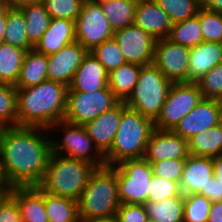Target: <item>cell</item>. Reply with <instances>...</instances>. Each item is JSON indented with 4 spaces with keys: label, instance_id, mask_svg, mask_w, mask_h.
<instances>
[{
    "label": "cell",
    "instance_id": "6da1fadb",
    "mask_svg": "<svg viewBox=\"0 0 222 222\" xmlns=\"http://www.w3.org/2000/svg\"><path fill=\"white\" fill-rule=\"evenodd\" d=\"M51 153L49 129L16 126L0 130V166L10 187L38 186Z\"/></svg>",
    "mask_w": 222,
    "mask_h": 222
},
{
    "label": "cell",
    "instance_id": "7a4b0ae2",
    "mask_svg": "<svg viewBox=\"0 0 222 222\" xmlns=\"http://www.w3.org/2000/svg\"><path fill=\"white\" fill-rule=\"evenodd\" d=\"M16 89L18 126L49 129L64 119L68 90L65 84L47 79Z\"/></svg>",
    "mask_w": 222,
    "mask_h": 222
},
{
    "label": "cell",
    "instance_id": "3957f363",
    "mask_svg": "<svg viewBox=\"0 0 222 222\" xmlns=\"http://www.w3.org/2000/svg\"><path fill=\"white\" fill-rule=\"evenodd\" d=\"M96 169L90 162L51 153L38 187L51 195L78 201Z\"/></svg>",
    "mask_w": 222,
    "mask_h": 222
},
{
    "label": "cell",
    "instance_id": "277c9868",
    "mask_svg": "<svg viewBox=\"0 0 222 222\" xmlns=\"http://www.w3.org/2000/svg\"><path fill=\"white\" fill-rule=\"evenodd\" d=\"M120 205L115 167L97 168L78 200L79 220L114 217Z\"/></svg>",
    "mask_w": 222,
    "mask_h": 222
},
{
    "label": "cell",
    "instance_id": "5b68a950",
    "mask_svg": "<svg viewBox=\"0 0 222 222\" xmlns=\"http://www.w3.org/2000/svg\"><path fill=\"white\" fill-rule=\"evenodd\" d=\"M154 121L127 108L121 116L111 148L104 154L106 166H115L127 159H141L154 131Z\"/></svg>",
    "mask_w": 222,
    "mask_h": 222
},
{
    "label": "cell",
    "instance_id": "8992f818",
    "mask_svg": "<svg viewBox=\"0 0 222 222\" xmlns=\"http://www.w3.org/2000/svg\"><path fill=\"white\" fill-rule=\"evenodd\" d=\"M49 132H51L52 153L81 159L92 163L97 168L106 166L104 154L88 136L84 125H76L61 120L53 124L49 128ZM59 133H62L61 137L58 135Z\"/></svg>",
    "mask_w": 222,
    "mask_h": 222
},
{
    "label": "cell",
    "instance_id": "52a82bcc",
    "mask_svg": "<svg viewBox=\"0 0 222 222\" xmlns=\"http://www.w3.org/2000/svg\"><path fill=\"white\" fill-rule=\"evenodd\" d=\"M172 84L153 64L143 66L126 106L155 121Z\"/></svg>",
    "mask_w": 222,
    "mask_h": 222
},
{
    "label": "cell",
    "instance_id": "ba28073f",
    "mask_svg": "<svg viewBox=\"0 0 222 222\" xmlns=\"http://www.w3.org/2000/svg\"><path fill=\"white\" fill-rule=\"evenodd\" d=\"M118 191L121 204H142L148 200L151 164L141 159H127L116 164Z\"/></svg>",
    "mask_w": 222,
    "mask_h": 222
},
{
    "label": "cell",
    "instance_id": "9c48e42d",
    "mask_svg": "<svg viewBox=\"0 0 222 222\" xmlns=\"http://www.w3.org/2000/svg\"><path fill=\"white\" fill-rule=\"evenodd\" d=\"M120 101L107 86L95 92H67L65 121L85 125Z\"/></svg>",
    "mask_w": 222,
    "mask_h": 222
},
{
    "label": "cell",
    "instance_id": "30bf717a",
    "mask_svg": "<svg viewBox=\"0 0 222 222\" xmlns=\"http://www.w3.org/2000/svg\"><path fill=\"white\" fill-rule=\"evenodd\" d=\"M202 99L197 83H173L161 113L154 121L155 129L172 131Z\"/></svg>",
    "mask_w": 222,
    "mask_h": 222
},
{
    "label": "cell",
    "instance_id": "8fae6325",
    "mask_svg": "<svg viewBox=\"0 0 222 222\" xmlns=\"http://www.w3.org/2000/svg\"><path fill=\"white\" fill-rule=\"evenodd\" d=\"M112 29L101 5L84 0L75 21V36L85 49L91 51L97 45L113 38Z\"/></svg>",
    "mask_w": 222,
    "mask_h": 222
},
{
    "label": "cell",
    "instance_id": "7c38bea8",
    "mask_svg": "<svg viewBox=\"0 0 222 222\" xmlns=\"http://www.w3.org/2000/svg\"><path fill=\"white\" fill-rule=\"evenodd\" d=\"M190 48L167 38L156 40L153 65L172 83H188Z\"/></svg>",
    "mask_w": 222,
    "mask_h": 222
},
{
    "label": "cell",
    "instance_id": "4fadbf2b",
    "mask_svg": "<svg viewBox=\"0 0 222 222\" xmlns=\"http://www.w3.org/2000/svg\"><path fill=\"white\" fill-rule=\"evenodd\" d=\"M113 38L119 45L127 63L151 65L156 39L135 24L114 31Z\"/></svg>",
    "mask_w": 222,
    "mask_h": 222
},
{
    "label": "cell",
    "instance_id": "5bb4252c",
    "mask_svg": "<svg viewBox=\"0 0 222 222\" xmlns=\"http://www.w3.org/2000/svg\"><path fill=\"white\" fill-rule=\"evenodd\" d=\"M221 122L220 104L216 99H202L172 130L188 140Z\"/></svg>",
    "mask_w": 222,
    "mask_h": 222
},
{
    "label": "cell",
    "instance_id": "9a60e30c",
    "mask_svg": "<svg viewBox=\"0 0 222 222\" xmlns=\"http://www.w3.org/2000/svg\"><path fill=\"white\" fill-rule=\"evenodd\" d=\"M89 51L75 41L48 56L47 79L69 86L73 76Z\"/></svg>",
    "mask_w": 222,
    "mask_h": 222
},
{
    "label": "cell",
    "instance_id": "2e32d148",
    "mask_svg": "<svg viewBox=\"0 0 222 222\" xmlns=\"http://www.w3.org/2000/svg\"><path fill=\"white\" fill-rule=\"evenodd\" d=\"M188 156L187 140L171 130L154 129L143 158L152 164L165 159H186Z\"/></svg>",
    "mask_w": 222,
    "mask_h": 222
},
{
    "label": "cell",
    "instance_id": "e0dca14e",
    "mask_svg": "<svg viewBox=\"0 0 222 222\" xmlns=\"http://www.w3.org/2000/svg\"><path fill=\"white\" fill-rule=\"evenodd\" d=\"M127 108L125 102H119L112 109L105 111L84 125L88 136L103 154L111 148L119 128L122 113Z\"/></svg>",
    "mask_w": 222,
    "mask_h": 222
},
{
    "label": "cell",
    "instance_id": "ac0fdd59",
    "mask_svg": "<svg viewBox=\"0 0 222 222\" xmlns=\"http://www.w3.org/2000/svg\"><path fill=\"white\" fill-rule=\"evenodd\" d=\"M109 73L89 51L77 68L67 92H95L108 86Z\"/></svg>",
    "mask_w": 222,
    "mask_h": 222
},
{
    "label": "cell",
    "instance_id": "d6986e66",
    "mask_svg": "<svg viewBox=\"0 0 222 222\" xmlns=\"http://www.w3.org/2000/svg\"><path fill=\"white\" fill-rule=\"evenodd\" d=\"M134 24L156 40L167 38L173 25L170 17L155 0H138Z\"/></svg>",
    "mask_w": 222,
    "mask_h": 222
},
{
    "label": "cell",
    "instance_id": "ffe728a7",
    "mask_svg": "<svg viewBox=\"0 0 222 222\" xmlns=\"http://www.w3.org/2000/svg\"><path fill=\"white\" fill-rule=\"evenodd\" d=\"M212 176L213 158L189 155L185 159L179 182L181 193L202 195V191H207V184Z\"/></svg>",
    "mask_w": 222,
    "mask_h": 222
},
{
    "label": "cell",
    "instance_id": "44dd1931",
    "mask_svg": "<svg viewBox=\"0 0 222 222\" xmlns=\"http://www.w3.org/2000/svg\"><path fill=\"white\" fill-rule=\"evenodd\" d=\"M22 222H49L44 206V191L38 186L11 187Z\"/></svg>",
    "mask_w": 222,
    "mask_h": 222
},
{
    "label": "cell",
    "instance_id": "7402d4cb",
    "mask_svg": "<svg viewBox=\"0 0 222 222\" xmlns=\"http://www.w3.org/2000/svg\"><path fill=\"white\" fill-rule=\"evenodd\" d=\"M222 64V43L206 42L190 48L188 83H196L213 67Z\"/></svg>",
    "mask_w": 222,
    "mask_h": 222
},
{
    "label": "cell",
    "instance_id": "603a6c76",
    "mask_svg": "<svg viewBox=\"0 0 222 222\" xmlns=\"http://www.w3.org/2000/svg\"><path fill=\"white\" fill-rule=\"evenodd\" d=\"M75 41V21L55 18L33 48L49 56Z\"/></svg>",
    "mask_w": 222,
    "mask_h": 222
},
{
    "label": "cell",
    "instance_id": "cb8c5ba5",
    "mask_svg": "<svg viewBox=\"0 0 222 222\" xmlns=\"http://www.w3.org/2000/svg\"><path fill=\"white\" fill-rule=\"evenodd\" d=\"M48 56L37 52L34 48L28 50L20 70L15 88H27L47 80Z\"/></svg>",
    "mask_w": 222,
    "mask_h": 222
},
{
    "label": "cell",
    "instance_id": "d4e9b609",
    "mask_svg": "<svg viewBox=\"0 0 222 222\" xmlns=\"http://www.w3.org/2000/svg\"><path fill=\"white\" fill-rule=\"evenodd\" d=\"M143 66L126 63L112 70L108 77V87L120 102H126L133 93Z\"/></svg>",
    "mask_w": 222,
    "mask_h": 222
},
{
    "label": "cell",
    "instance_id": "484cf974",
    "mask_svg": "<svg viewBox=\"0 0 222 222\" xmlns=\"http://www.w3.org/2000/svg\"><path fill=\"white\" fill-rule=\"evenodd\" d=\"M189 155L199 157H218L222 154V123L187 140Z\"/></svg>",
    "mask_w": 222,
    "mask_h": 222
},
{
    "label": "cell",
    "instance_id": "4316f807",
    "mask_svg": "<svg viewBox=\"0 0 222 222\" xmlns=\"http://www.w3.org/2000/svg\"><path fill=\"white\" fill-rule=\"evenodd\" d=\"M26 52L6 42L0 44V84L16 85Z\"/></svg>",
    "mask_w": 222,
    "mask_h": 222
},
{
    "label": "cell",
    "instance_id": "83f0119b",
    "mask_svg": "<svg viewBox=\"0 0 222 222\" xmlns=\"http://www.w3.org/2000/svg\"><path fill=\"white\" fill-rule=\"evenodd\" d=\"M149 222H183L184 195L144 204Z\"/></svg>",
    "mask_w": 222,
    "mask_h": 222
},
{
    "label": "cell",
    "instance_id": "f1b7e54d",
    "mask_svg": "<svg viewBox=\"0 0 222 222\" xmlns=\"http://www.w3.org/2000/svg\"><path fill=\"white\" fill-rule=\"evenodd\" d=\"M19 8L25 16L28 41L34 47L49 27L51 17L41 2L22 4Z\"/></svg>",
    "mask_w": 222,
    "mask_h": 222
},
{
    "label": "cell",
    "instance_id": "f546056e",
    "mask_svg": "<svg viewBox=\"0 0 222 222\" xmlns=\"http://www.w3.org/2000/svg\"><path fill=\"white\" fill-rule=\"evenodd\" d=\"M44 206L49 222H80L78 201L44 192Z\"/></svg>",
    "mask_w": 222,
    "mask_h": 222
},
{
    "label": "cell",
    "instance_id": "4dcf8cb0",
    "mask_svg": "<svg viewBox=\"0 0 222 222\" xmlns=\"http://www.w3.org/2000/svg\"><path fill=\"white\" fill-rule=\"evenodd\" d=\"M4 42L26 51L33 49L27 38L25 16L19 7L8 6Z\"/></svg>",
    "mask_w": 222,
    "mask_h": 222
},
{
    "label": "cell",
    "instance_id": "1f68e13d",
    "mask_svg": "<svg viewBox=\"0 0 222 222\" xmlns=\"http://www.w3.org/2000/svg\"><path fill=\"white\" fill-rule=\"evenodd\" d=\"M171 42L188 48H194L203 42L201 26L199 23V10L197 15L181 22L174 23L167 37Z\"/></svg>",
    "mask_w": 222,
    "mask_h": 222
},
{
    "label": "cell",
    "instance_id": "d6a6232c",
    "mask_svg": "<svg viewBox=\"0 0 222 222\" xmlns=\"http://www.w3.org/2000/svg\"><path fill=\"white\" fill-rule=\"evenodd\" d=\"M137 2L138 0H112L101 5L114 31L134 24Z\"/></svg>",
    "mask_w": 222,
    "mask_h": 222
},
{
    "label": "cell",
    "instance_id": "836d02e7",
    "mask_svg": "<svg viewBox=\"0 0 222 222\" xmlns=\"http://www.w3.org/2000/svg\"><path fill=\"white\" fill-rule=\"evenodd\" d=\"M18 126L17 89L13 85L0 84V128Z\"/></svg>",
    "mask_w": 222,
    "mask_h": 222
},
{
    "label": "cell",
    "instance_id": "e575fe53",
    "mask_svg": "<svg viewBox=\"0 0 222 222\" xmlns=\"http://www.w3.org/2000/svg\"><path fill=\"white\" fill-rule=\"evenodd\" d=\"M170 17L172 23L184 21L197 15L202 7L199 0H155Z\"/></svg>",
    "mask_w": 222,
    "mask_h": 222
},
{
    "label": "cell",
    "instance_id": "d590c367",
    "mask_svg": "<svg viewBox=\"0 0 222 222\" xmlns=\"http://www.w3.org/2000/svg\"><path fill=\"white\" fill-rule=\"evenodd\" d=\"M90 52L98 59L108 73L127 63L114 38L97 45Z\"/></svg>",
    "mask_w": 222,
    "mask_h": 222
},
{
    "label": "cell",
    "instance_id": "8d00e7d4",
    "mask_svg": "<svg viewBox=\"0 0 222 222\" xmlns=\"http://www.w3.org/2000/svg\"><path fill=\"white\" fill-rule=\"evenodd\" d=\"M211 203L201 194L184 195L183 222H208Z\"/></svg>",
    "mask_w": 222,
    "mask_h": 222
},
{
    "label": "cell",
    "instance_id": "74e56055",
    "mask_svg": "<svg viewBox=\"0 0 222 222\" xmlns=\"http://www.w3.org/2000/svg\"><path fill=\"white\" fill-rule=\"evenodd\" d=\"M84 0H42L51 19L76 21Z\"/></svg>",
    "mask_w": 222,
    "mask_h": 222
},
{
    "label": "cell",
    "instance_id": "f35d334b",
    "mask_svg": "<svg viewBox=\"0 0 222 222\" xmlns=\"http://www.w3.org/2000/svg\"><path fill=\"white\" fill-rule=\"evenodd\" d=\"M199 23L203 41L222 43V14L199 9Z\"/></svg>",
    "mask_w": 222,
    "mask_h": 222
},
{
    "label": "cell",
    "instance_id": "ab89813d",
    "mask_svg": "<svg viewBox=\"0 0 222 222\" xmlns=\"http://www.w3.org/2000/svg\"><path fill=\"white\" fill-rule=\"evenodd\" d=\"M178 195H183L181 193L179 182L152 174L148 187L147 201H161Z\"/></svg>",
    "mask_w": 222,
    "mask_h": 222
},
{
    "label": "cell",
    "instance_id": "60d3db41",
    "mask_svg": "<svg viewBox=\"0 0 222 222\" xmlns=\"http://www.w3.org/2000/svg\"><path fill=\"white\" fill-rule=\"evenodd\" d=\"M203 99H222V64L213 67L197 82Z\"/></svg>",
    "mask_w": 222,
    "mask_h": 222
},
{
    "label": "cell",
    "instance_id": "b9f144b4",
    "mask_svg": "<svg viewBox=\"0 0 222 222\" xmlns=\"http://www.w3.org/2000/svg\"><path fill=\"white\" fill-rule=\"evenodd\" d=\"M185 159H165L151 164L153 174L180 182Z\"/></svg>",
    "mask_w": 222,
    "mask_h": 222
},
{
    "label": "cell",
    "instance_id": "7bdbcfd3",
    "mask_svg": "<svg viewBox=\"0 0 222 222\" xmlns=\"http://www.w3.org/2000/svg\"><path fill=\"white\" fill-rule=\"evenodd\" d=\"M117 222H149L142 204H121L116 213Z\"/></svg>",
    "mask_w": 222,
    "mask_h": 222
},
{
    "label": "cell",
    "instance_id": "ee69618b",
    "mask_svg": "<svg viewBox=\"0 0 222 222\" xmlns=\"http://www.w3.org/2000/svg\"><path fill=\"white\" fill-rule=\"evenodd\" d=\"M0 222H22L17 201L10 193L0 203Z\"/></svg>",
    "mask_w": 222,
    "mask_h": 222
},
{
    "label": "cell",
    "instance_id": "f6af8a7d",
    "mask_svg": "<svg viewBox=\"0 0 222 222\" xmlns=\"http://www.w3.org/2000/svg\"><path fill=\"white\" fill-rule=\"evenodd\" d=\"M202 195L207 197L211 202L222 201V184L213 175L207 184V191H202Z\"/></svg>",
    "mask_w": 222,
    "mask_h": 222
},
{
    "label": "cell",
    "instance_id": "bcb514c9",
    "mask_svg": "<svg viewBox=\"0 0 222 222\" xmlns=\"http://www.w3.org/2000/svg\"><path fill=\"white\" fill-rule=\"evenodd\" d=\"M208 222H222V201L211 203Z\"/></svg>",
    "mask_w": 222,
    "mask_h": 222
},
{
    "label": "cell",
    "instance_id": "7dc6e473",
    "mask_svg": "<svg viewBox=\"0 0 222 222\" xmlns=\"http://www.w3.org/2000/svg\"><path fill=\"white\" fill-rule=\"evenodd\" d=\"M202 7L210 12L222 14V0H203Z\"/></svg>",
    "mask_w": 222,
    "mask_h": 222
},
{
    "label": "cell",
    "instance_id": "c3c4849f",
    "mask_svg": "<svg viewBox=\"0 0 222 222\" xmlns=\"http://www.w3.org/2000/svg\"><path fill=\"white\" fill-rule=\"evenodd\" d=\"M8 12V5H0V44L4 42L6 17Z\"/></svg>",
    "mask_w": 222,
    "mask_h": 222
},
{
    "label": "cell",
    "instance_id": "681fc988",
    "mask_svg": "<svg viewBox=\"0 0 222 222\" xmlns=\"http://www.w3.org/2000/svg\"><path fill=\"white\" fill-rule=\"evenodd\" d=\"M213 175L222 184V154L213 158Z\"/></svg>",
    "mask_w": 222,
    "mask_h": 222
},
{
    "label": "cell",
    "instance_id": "f907efd6",
    "mask_svg": "<svg viewBox=\"0 0 222 222\" xmlns=\"http://www.w3.org/2000/svg\"><path fill=\"white\" fill-rule=\"evenodd\" d=\"M3 2L11 7H19L20 5L26 3H40L42 0H3Z\"/></svg>",
    "mask_w": 222,
    "mask_h": 222
},
{
    "label": "cell",
    "instance_id": "816d5d0a",
    "mask_svg": "<svg viewBox=\"0 0 222 222\" xmlns=\"http://www.w3.org/2000/svg\"><path fill=\"white\" fill-rule=\"evenodd\" d=\"M80 222H117L116 216L107 218H92L80 220Z\"/></svg>",
    "mask_w": 222,
    "mask_h": 222
},
{
    "label": "cell",
    "instance_id": "f5cc1de1",
    "mask_svg": "<svg viewBox=\"0 0 222 222\" xmlns=\"http://www.w3.org/2000/svg\"><path fill=\"white\" fill-rule=\"evenodd\" d=\"M11 188H0V203L10 193Z\"/></svg>",
    "mask_w": 222,
    "mask_h": 222
},
{
    "label": "cell",
    "instance_id": "db71d44e",
    "mask_svg": "<svg viewBox=\"0 0 222 222\" xmlns=\"http://www.w3.org/2000/svg\"><path fill=\"white\" fill-rule=\"evenodd\" d=\"M0 188H11L5 181L1 166H0Z\"/></svg>",
    "mask_w": 222,
    "mask_h": 222
},
{
    "label": "cell",
    "instance_id": "11a10c76",
    "mask_svg": "<svg viewBox=\"0 0 222 222\" xmlns=\"http://www.w3.org/2000/svg\"><path fill=\"white\" fill-rule=\"evenodd\" d=\"M88 1H90V2H92V3H95V4L102 5V4H104V3H108V2H110V1H112V0H88Z\"/></svg>",
    "mask_w": 222,
    "mask_h": 222
},
{
    "label": "cell",
    "instance_id": "9f6ffc18",
    "mask_svg": "<svg viewBox=\"0 0 222 222\" xmlns=\"http://www.w3.org/2000/svg\"><path fill=\"white\" fill-rule=\"evenodd\" d=\"M219 104H220V114H221V123H222V99L219 100Z\"/></svg>",
    "mask_w": 222,
    "mask_h": 222
},
{
    "label": "cell",
    "instance_id": "6f0895ef",
    "mask_svg": "<svg viewBox=\"0 0 222 222\" xmlns=\"http://www.w3.org/2000/svg\"><path fill=\"white\" fill-rule=\"evenodd\" d=\"M4 4L3 0H0V5Z\"/></svg>",
    "mask_w": 222,
    "mask_h": 222
}]
</instances>
